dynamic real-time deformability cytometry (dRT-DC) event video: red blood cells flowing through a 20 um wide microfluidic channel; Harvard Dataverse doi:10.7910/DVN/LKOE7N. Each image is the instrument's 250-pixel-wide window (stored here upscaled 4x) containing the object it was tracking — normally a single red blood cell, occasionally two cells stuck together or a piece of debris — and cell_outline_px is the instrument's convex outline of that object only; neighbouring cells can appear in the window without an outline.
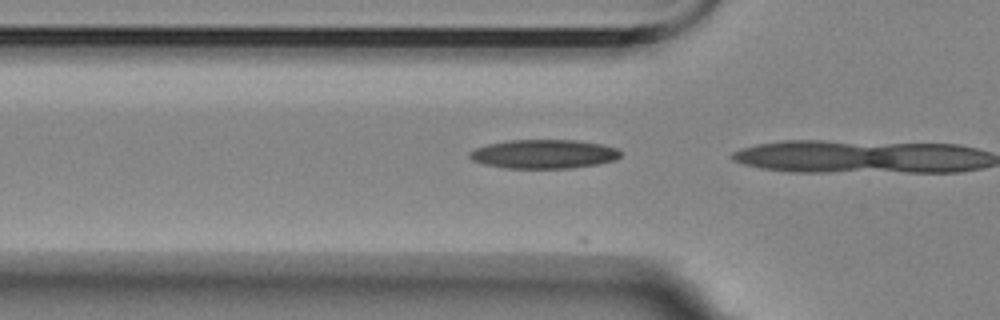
{"species": "Egyptian fruit bat (a non-hibernating species)", "species_latin": "Rousettus aegyptiacus", "temperature_condition": "room temperature", "stored_images_in_passage": 6, "camera_frame_rate_fps": 3000, "um_per_image_px": 0.085, "animal": {"sex": "female"}, "frame": {"image": 1, "passage_image": 5, "time_ms": 4.333, "image_size_px": [1000, 320], "cell_outline_px": [[620, 156], [616, 160], [596, 164], [572, 168], [504, 168], [484, 164], [472, 160], [468, 156], [468, 152], [476, 148], [488, 144], [508, 140], [576, 140], [600, 144], [616, 148], [620, 152]], "centroid_in_image_um": [46.19, 13.09], "position_along_channel_um": 79.6, "area_um2": 25.43}}